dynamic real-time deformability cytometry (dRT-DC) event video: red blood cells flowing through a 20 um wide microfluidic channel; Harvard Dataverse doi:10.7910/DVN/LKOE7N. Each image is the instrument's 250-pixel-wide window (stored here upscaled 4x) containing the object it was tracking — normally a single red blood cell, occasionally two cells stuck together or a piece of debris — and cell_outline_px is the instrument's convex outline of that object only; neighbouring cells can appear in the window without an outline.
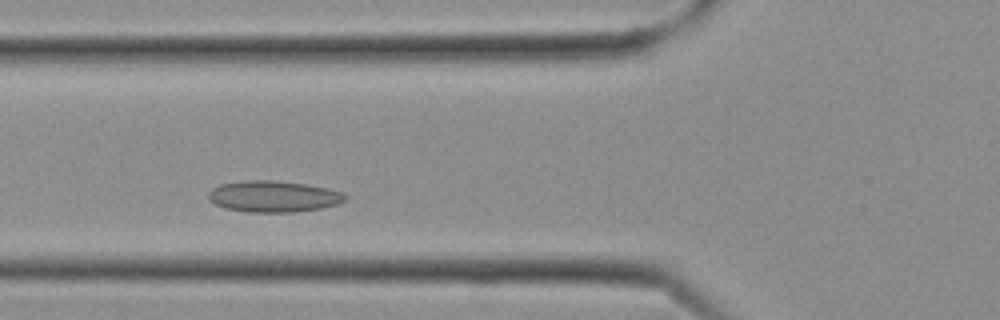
{"species": "Egyptian fruit bat (a non-hibernating species)", "species_latin": "Rousettus aegyptiacus", "temperature_condition": "cold", "stored_images_in_passage": 19, "camera_frame_rate_fps": 3000, "um_per_image_px": 0.085, "frame": {"image": 1, "passage_image": 5, "time_ms": 1.333, "image_size_px": [1000, 320], "cell_outline_px": [[348, 196], [344, 200], [336, 204], [320, 208], [292, 212], [248, 212], [224, 208], [208, 200], [208, 192], [212, 188], [220, 184], [244, 180], [268, 180], [304, 184], [328, 188], [340, 192]], "centroid_in_image_um": [23.19, 16.69], "position_along_channel_um": 102.6, "area_um2": 24.8}}
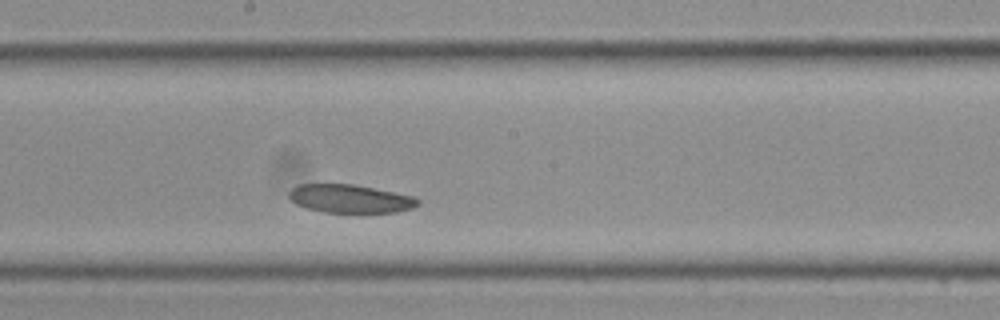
{"frame": {"image": 2, "passage_image": 10, "time_ms": 3.0, "image_size_px": [1000, 320], "cell_outline_px": [[420, 204], [412, 208], [396, 212], [324, 212], [304, 208], [296, 204], [288, 196], [288, 192], [292, 188], [300, 184], [352, 184], [416, 196], [420, 200]], "centroid_in_image_um": [29.77, 16.89], "position_along_channel_um": 218.4, "area_um2": 21.33}}
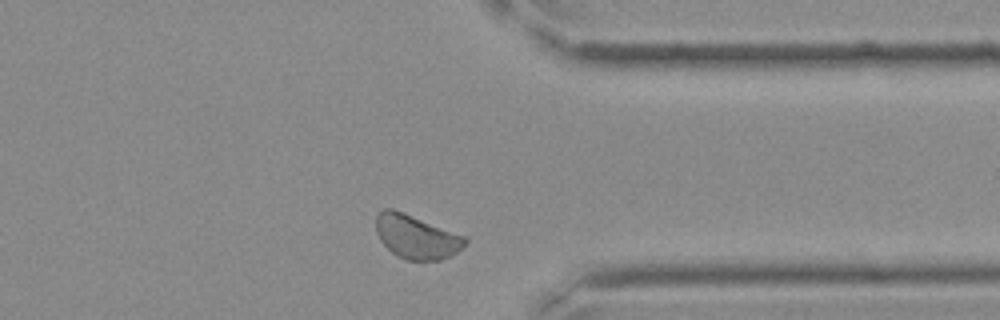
{"frame": {"image": 3, "passage_image": 17, "time_ms": 5.333, "image_size_px": [1000, 320], "cell_outline_px": [[468, 240], [456, 252], [440, 260], [408, 260], [396, 256], [380, 240], [376, 232], [376, 216], [384, 208], [392, 208], [404, 212], [468, 236]], "centroid_in_image_um": [35.39, 20.11], "position_along_channel_um": 376.0, "area_um2": 22.83}}